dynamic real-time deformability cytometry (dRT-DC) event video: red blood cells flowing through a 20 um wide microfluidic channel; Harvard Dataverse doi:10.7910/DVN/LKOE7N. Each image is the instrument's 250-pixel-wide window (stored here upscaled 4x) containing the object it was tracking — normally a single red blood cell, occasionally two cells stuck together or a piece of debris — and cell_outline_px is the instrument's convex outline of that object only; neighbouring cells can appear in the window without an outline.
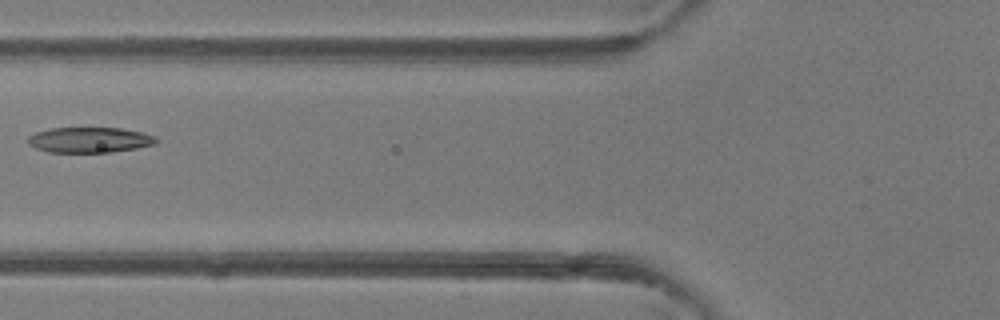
{"species": "common noctule bat (a hibernating species)", "species_latin": "Nyctalus noctula", "temperature_condition": "room temperature", "stored_images_in_passage": 6, "camera_frame_rate_fps": 3000, "um_per_image_px": 0.085, "animal": {"sex": "female"}, "frame": {"image": 1, "passage_image": 6, "time_ms": 1.667, "image_size_px": [1000, 320], "cell_outline_px": [[160, 140], [156, 144], [136, 148], [112, 152], [48, 152], [36, 148], [28, 144], [28, 136], [36, 132], [52, 128], [120, 128], [140, 132], [156, 136]], "centroid_in_image_um": [7.63, 11.89], "position_along_channel_um": 118.2, "area_um2": 19.02}}